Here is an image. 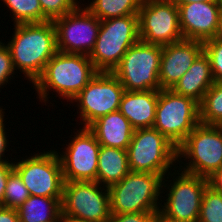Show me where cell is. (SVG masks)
<instances>
[{"mask_svg": "<svg viewBox=\"0 0 222 222\" xmlns=\"http://www.w3.org/2000/svg\"><path fill=\"white\" fill-rule=\"evenodd\" d=\"M9 48L13 65L25 76L27 83H35L46 64L57 52L56 28L53 21L15 24Z\"/></svg>", "mask_w": 222, "mask_h": 222, "instance_id": "obj_1", "label": "cell"}, {"mask_svg": "<svg viewBox=\"0 0 222 222\" xmlns=\"http://www.w3.org/2000/svg\"><path fill=\"white\" fill-rule=\"evenodd\" d=\"M97 73L88 55L57 51L31 87L45 106L52 91L70 103Z\"/></svg>", "mask_w": 222, "mask_h": 222, "instance_id": "obj_2", "label": "cell"}, {"mask_svg": "<svg viewBox=\"0 0 222 222\" xmlns=\"http://www.w3.org/2000/svg\"><path fill=\"white\" fill-rule=\"evenodd\" d=\"M177 164L182 172L205 178L222 168V126L197 125L177 147Z\"/></svg>", "mask_w": 222, "mask_h": 222, "instance_id": "obj_3", "label": "cell"}, {"mask_svg": "<svg viewBox=\"0 0 222 222\" xmlns=\"http://www.w3.org/2000/svg\"><path fill=\"white\" fill-rule=\"evenodd\" d=\"M207 185L208 178L191 175L176 168L163 177L161 194H166L161 195L159 211L176 222H198Z\"/></svg>", "mask_w": 222, "mask_h": 222, "instance_id": "obj_4", "label": "cell"}, {"mask_svg": "<svg viewBox=\"0 0 222 222\" xmlns=\"http://www.w3.org/2000/svg\"><path fill=\"white\" fill-rule=\"evenodd\" d=\"M140 40L138 15L101 21L98 37L89 58L97 72L112 71L126 51Z\"/></svg>", "mask_w": 222, "mask_h": 222, "instance_id": "obj_5", "label": "cell"}, {"mask_svg": "<svg viewBox=\"0 0 222 222\" xmlns=\"http://www.w3.org/2000/svg\"><path fill=\"white\" fill-rule=\"evenodd\" d=\"M163 176L130 171L108 187L111 214L159 211Z\"/></svg>", "mask_w": 222, "mask_h": 222, "instance_id": "obj_6", "label": "cell"}, {"mask_svg": "<svg viewBox=\"0 0 222 222\" xmlns=\"http://www.w3.org/2000/svg\"><path fill=\"white\" fill-rule=\"evenodd\" d=\"M127 154L133 172L164 177L177 168V147L154 127L135 129Z\"/></svg>", "mask_w": 222, "mask_h": 222, "instance_id": "obj_7", "label": "cell"}, {"mask_svg": "<svg viewBox=\"0 0 222 222\" xmlns=\"http://www.w3.org/2000/svg\"><path fill=\"white\" fill-rule=\"evenodd\" d=\"M162 46L139 40L131 46L112 73L126 91L160 90Z\"/></svg>", "mask_w": 222, "mask_h": 222, "instance_id": "obj_8", "label": "cell"}, {"mask_svg": "<svg viewBox=\"0 0 222 222\" xmlns=\"http://www.w3.org/2000/svg\"><path fill=\"white\" fill-rule=\"evenodd\" d=\"M200 124L199 103L176 94L171 89L159 90L153 127L178 147Z\"/></svg>", "mask_w": 222, "mask_h": 222, "instance_id": "obj_9", "label": "cell"}, {"mask_svg": "<svg viewBox=\"0 0 222 222\" xmlns=\"http://www.w3.org/2000/svg\"><path fill=\"white\" fill-rule=\"evenodd\" d=\"M30 154L22 159L15 157L13 161V169L21 177L30 195L62 198L65 181L56 150L43 149L42 152L40 150Z\"/></svg>", "mask_w": 222, "mask_h": 222, "instance_id": "obj_10", "label": "cell"}, {"mask_svg": "<svg viewBox=\"0 0 222 222\" xmlns=\"http://www.w3.org/2000/svg\"><path fill=\"white\" fill-rule=\"evenodd\" d=\"M125 89L119 79L108 72H98L85 88L70 102L78 109L74 116L81 127H89L94 121L119 110ZM75 103V104H74Z\"/></svg>", "mask_w": 222, "mask_h": 222, "instance_id": "obj_11", "label": "cell"}, {"mask_svg": "<svg viewBox=\"0 0 222 222\" xmlns=\"http://www.w3.org/2000/svg\"><path fill=\"white\" fill-rule=\"evenodd\" d=\"M61 213L88 222H108L111 217L108 187L96 181H65Z\"/></svg>", "mask_w": 222, "mask_h": 222, "instance_id": "obj_12", "label": "cell"}, {"mask_svg": "<svg viewBox=\"0 0 222 222\" xmlns=\"http://www.w3.org/2000/svg\"><path fill=\"white\" fill-rule=\"evenodd\" d=\"M74 135L68 136L69 142L59 156L64 181H96L100 144L88 127H79ZM73 136V137H72ZM60 151V152H59Z\"/></svg>", "mask_w": 222, "mask_h": 222, "instance_id": "obj_13", "label": "cell"}, {"mask_svg": "<svg viewBox=\"0 0 222 222\" xmlns=\"http://www.w3.org/2000/svg\"><path fill=\"white\" fill-rule=\"evenodd\" d=\"M138 17L143 42L165 46L184 39L178 7L172 0H143Z\"/></svg>", "mask_w": 222, "mask_h": 222, "instance_id": "obj_14", "label": "cell"}, {"mask_svg": "<svg viewBox=\"0 0 222 222\" xmlns=\"http://www.w3.org/2000/svg\"><path fill=\"white\" fill-rule=\"evenodd\" d=\"M53 22L57 51L89 56L101 26V21L95 15L80 3L72 12Z\"/></svg>", "mask_w": 222, "mask_h": 222, "instance_id": "obj_15", "label": "cell"}, {"mask_svg": "<svg viewBox=\"0 0 222 222\" xmlns=\"http://www.w3.org/2000/svg\"><path fill=\"white\" fill-rule=\"evenodd\" d=\"M176 5L184 39L205 42L215 38L222 13L221 1H200Z\"/></svg>", "mask_w": 222, "mask_h": 222, "instance_id": "obj_16", "label": "cell"}, {"mask_svg": "<svg viewBox=\"0 0 222 222\" xmlns=\"http://www.w3.org/2000/svg\"><path fill=\"white\" fill-rule=\"evenodd\" d=\"M203 52V42L187 40L162 46L159 84L161 89H171L189 70Z\"/></svg>", "mask_w": 222, "mask_h": 222, "instance_id": "obj_17", "label": "cell"}, {"mask_svg": "<svg viewBox=\"0 0 222 222\" xmlns=\"http://www.w3.org/2000/svg\"><path fill=\"white\" fill-rule=\"evenodd\" d=\"M159 91H124L119 111L134 129L153 127Z\"/></svg>", "mask_w": 222, "mask_h": 222, "instance_id": "obj_18", "label": "cell"}, {"mask_svg": "<svg viewBox=\"0 0 222 222\" xmlns=\"http://www.w3.org/2000/svg\"><path fill=\"white\" fill-rule=\"evenodd\" d=\"M88 128L100 145L123 150H127L135 130L119 110L100 117Z\"/></svg>", "mask_w": 222, "mask_h": 222, "instance_id": "obj_19", "label": "cell"}, {"mask_svg": "<svg viewBox=\"0 0 222 222\" xmlns=\"http://www.w3.org/2000/svg\"><path fill=\"white\" fill-rule=\"evenodd\" d=\"M214 82L210 59L203 51L171 90L200 104Z\"/></svg>", "mask_w": 222, "mask_h": 222, "instance_id": "obj_20", "label": "cell"}, {"mask_svg": "<svg viewBox=\"0 0 222 222\" xmlns=\"http://www.w3.org/2000/svg\"><path fill=\"white\" fill-rule=\"evenodd\" d=\"M130 172L127 150L101 145L96 182L110 187L120 182Z\"/></svg>", "mask_w": 222, "mask_h": 222, "instance_id": "obj_21", "label": "cell"}, {"mask_svg": "<svg viewBox=\"0 0 222 222\" xmlns=\"http://www.w3.org/2000/svg\"><path fill=\"white\" fill-rule=\"evenodd\" d=\"M62 198L30 197L19 207V222H58Z\"/></svg>", "mask_w": 222, "mask_h": 222, "instance_id": "obj_22", "label": "cell"}, {"mask_svg": "<svg viewBox=\"0 0 222 222\" xmlns=\"http://www.w3.org/2000/svg\"><path fill=\"white\" fill-rule=\"evenodd\" d=\"M88 0L82 3L100 21L123 17L127 15H138L143 0Z\"/></svg>", "mask_w": 222, "mask_h": 222, "instance_id": "obj_23", "label": "cell"}, {"mask_svg": "<svg viewBox=\"0 0 222 222\" xmlns=\"http://www.w3.org/2000/svg\"><path fill=\"white\" fill-rule=\"evenodd\" d=\"M199 108L200 124L222 126V82L212 84Z\"/></svg>", "mask_w": 222, "mask_h": 222, "instance_id": "obj_24", "label": "cell"}, {"mask_svg": "<svg viewBox=\"0 0 222 222\" xmlns=\"http://www.w3.org/2000/svg\"><path fill=\"white\" fill-rule=\"evenodd\" d=\"M1 1V0H0ZM10 10L13 25L24 23H41L49 21L42 12L39 0H2Z\"/></svg>", "mask_w": 222, "mask_h": 222, "instance_id": "obj_25", "label": "cell"}, {"mask_svg": "<svg viewBox=\"0 0 222 222\" xmlns=\"http://www.w3.org/2000/svg\"><path fill=\"white\" fill-rule=\"evenodd\" d=\"M29 197L30 193L28 191V188L24 185L19 174L15 170H13L7 178L4 201L1 206L6 208L17 209Z\"/></svg>", "mask_w": 222, "mask_h": 222, "instance_id": "obj_26", "label": "cell"}, {"mask_svg": "<svg viewBox=\"0 0 222 222\" xmlns=\"http://www.w3.org/2000/svg\"><path fill=\"white\" fill-rule=\"evenodd\" d=\"M198 222H222V194L207 185Z\"/></svg>", "mask_w": 222, "mask_h": 222, "instance_id": "obj_27", "label": "cell"}, {"mask_svg": "<svg viewBox=\"0 0 222 222\" xmlns=\"http://www.w3.org/2000/svg\"><path fill=\"white\" fill-rule=\"evenodd\" d=\"M43 15L54 21L72 12L82 0H39Z\"/></svg>", "mask_w": 222, "mask_h": 222, "instance_id": "obj_28", "label": "cell"}, {"mask_svg": "<svg viewBox=\"0 0 222 222\" xmlns=\"http://www.w3.org/2000/svg\"><path fill=\"white\" fill-rule=\"evenodd\" d=\"M203 51L209 57L215 82H222V41L215 38L203 42Z\"/></svg>", "mask_w": 222, "mask_h": 222, "instance_id": "obj_29", "label": "cell"}, {"mask_svg": "<svg viewBox=\"0 0 222 222\" xmlns=\"http://www.w3.org/2000/svg\"><path fill=\"white\" fill-rule=\"evenodd\" d=\"M16 73L10 50L3 42L0 45V89L6 87L7 83H11L10 81L13 82L12 78H15Z\"/></svg>", "mask_w": 222, "mask_h": 222, "instance_id": "obj_30", "label": "cell"}, {"mask_svg": "<svg viewBox=\"0 0 222 222\" xmlns=\"http://www.w3.org/2000/svg\"><path fill=\"white\" fill-rule=\"evenodd\" d=\"M4 110H6V109L3 108V106L0 105V162H13L14 158H12V153L17 154L18 152H14L16 150H12V148L10 149V147H9V146H11L10 143H9V141L11 142V140H9V138H8L9 135L6 132V130L8 131V128L7 129L5 128L6 124H5L4 121L6 120L5 119L6 117H4L5 116L4 114H6V113H5ZM8 147H9V149H8ZM10 150L13 151V152L10 153ZM5 151L9 152L11 154L10 155L11 160H9V158L6 156L7 154H5L6 153ZM6 157H7V159H6Z\"/></svg>", "mask_w": 222, "mask_h": 222, "instance_id": "obj_31", "label": "cell"}, {"mask_svg": "<svg viewBox=\"0 0 222 222\" xmlns=\"http://www.w3.org/2000/svg\"><path fill=\"white\" fill-rule=\"evenodd\" d=\"M154 212L111 214L108 222H151Z\"/></svg>", "mask_w": 222, "mask_h": 222, "instance_id": "obj_32", "label": "cell"}, {"mask_svg": "<svg viewBox=\"0 0 222 222\" xmlns=\"http://www.w3.org/2000/svg\"><path fill=\"white\" fill-rule=\"evenodd\" d=\"M13 170V162H0V206L4 201L7 178Z\"/></svg>", "mask_w": 222, "mask_h": 222, "instance_id": "obj_33", "label": "cell"}, {"mask_svg": "<svg viewBox=\"0 0 222 222\" xmlns=\"http://www.w3.org/2000/svg\"><path fill=\"white\" fill-rule=\"evenodd\" d=\"M0 222H19L17 209L0 206Z\"/></svg>", "mask_w": 222, "mask_h": 222, "instance_id": "obj_34", "label": "cell"}, {"mask_svg": "<svg viewBox=\"0 0 222 222\" xmlns=\"http://www.w3.org/2000/svg\"><path fill=\"white\" fill-rule=\"evenodd\" d=\"M208 185L212 187L215 191L222 194V168L214 172L208 178Z\"/></svg>", "mask_w": 222, "mask_h": 222, "instance_id": "obj_35", "label": "cell"}, {"mask_svg": "<svg viewBox=\"0 0 222 222\" xmlns=\"http://www.w3.org/2000/svg\"><path fill=\"white\" fill-rule=\"evenodd\" d=\"M151 222H176V221L171 218H168L161 211H156L153 213V218Z\"/></svg>", "mask_w": 222, "mask_h": 222, "instance_id": "obj_36", "label": "cell"}, {"mask_svg": "<svg viewBox=\"0 0 222 222\" xmlns=\"http://www.w3.org/2000/svg\"><path fill=\"white\" fill-rule=\"evenodd\" d=\"M58 222H88V221L60 213Z\"/></svg>", "mask_w": 222, "mask_h": 222, "instance_id": "obj_37", "label": "cell"}, {"mask_svg": "<svg viewBox=\"0 0 222 222\" xmlns=\"http://www.w3.org/2000/svg\"><path fill=\"white\" fill-rule=\"evenodd\" d=\"M175 4H188L192 2H210V1H221V0H172Z\"/></svg>", "mask_w": 222, "mask_h": 222, "instance_id": "obj_38", "label": "cell"}, {"mask_svg": "<svg viewBox=\"0 0 222 222\" xmlns=\"http://www.w3.org/2000/svg\"><path fill=\"white\" fill-rule=\"evenodd\" d=\"M215 39L222 41V13L220 16L219 27Z\"/></svg>", "mask_w": 222, "mask_h": 222, "instance_id": "obj_39", "label": "cell"}]
</instances>
